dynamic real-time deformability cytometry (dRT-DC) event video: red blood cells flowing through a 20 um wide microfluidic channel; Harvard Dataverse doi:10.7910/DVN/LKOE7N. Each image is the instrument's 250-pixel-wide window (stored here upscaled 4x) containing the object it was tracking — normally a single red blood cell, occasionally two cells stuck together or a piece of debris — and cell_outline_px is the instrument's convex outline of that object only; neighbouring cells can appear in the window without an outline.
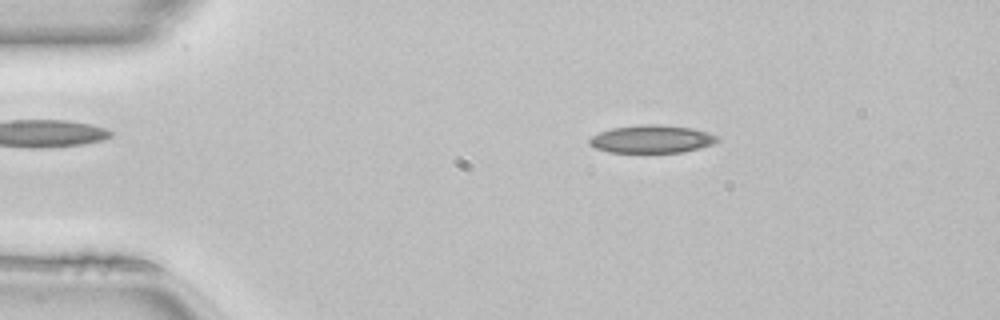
{"species": "common noctule bat (a hibernating species)", "species_latin": "Nyctalus noctula", "temperature_condition": "room temperature", "stored_images_in_passage": 44, "camera_frame_rate_fps": 3000, "um_per_image_px": 0.085, "animal": {"sex": "female", "body_mass_g": 22.7, "forearm_length_mm": 54.2}, "frame": {"image": 1, "passage_image": 4, "time_ms": 1.0, "image_size_px": [1000, 320], "cell_outline_px": [[720, 140], [712, 144], [680, 152], [608, 152], [596, 148], [588, 144], [588, 140], [592, 136], [600, 132], [612, 128], [640, 124], [660, 124], [692, 128], [708, 132], [720, 136]], "centroid_in_image_um": [55.39, 11.8], "position_along_channel_um": 29.6, "area_um2": 20.75}}
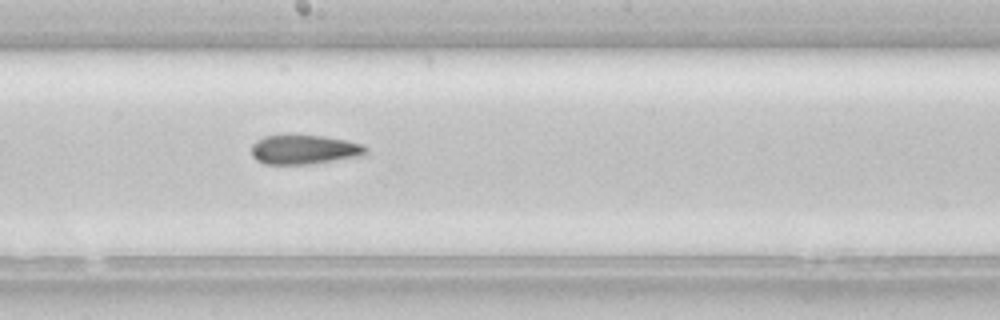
{"frame": {"image": 2, "passage_image": 22, "time_ms": 7.0, "image_size_px": [1000, 320], "cell_outline_px": [[368, 152], [364, 156], [308, 164], [264, 164], [256, 160], [252, 156], [252, 144], [256, 140], [264, 136], [288, 132], [324, 136], [344, 140], [360, 144], [368, 148]], "centroid_in_image_um": [25.82, 12.68], "position_along_channel_um": 222.4, "area_um2": 20.29}}
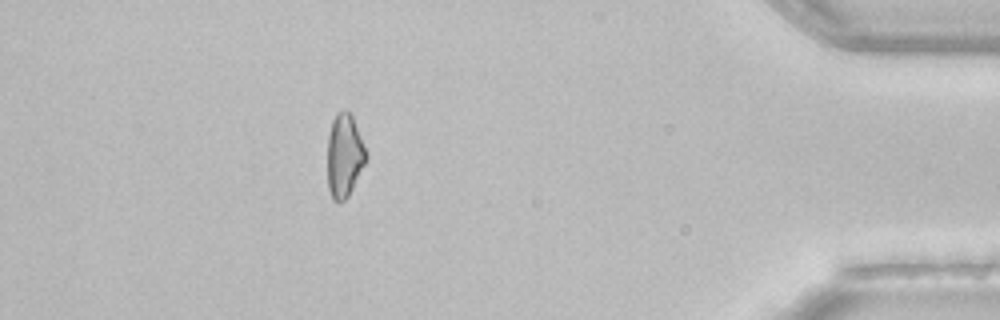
{"frame": {"image": 3, "passage_image": 39, "time_ms": 12.667, "image_size_px": [1000, 320], "cell_outline_px": [[368, 156], [348, 196], [344, 200], [332, 200], [328, 188], [328, 136], [332, 120], [336, 112], [348, 112], [352, 116], [368, 152]], "centroid_in_image_um": [29.27, 13.22], "position_along_channel_um": 405.9, "area_um2": 18.55}, "authors_computed_cell_mechanics": {"area_um2": 20.2011, "velocity_mm_per_s": 4.1413, "shape_relaxation_time_tau1_ms": 10.4098, "shape_relaxation_time_tau2_ms": 4.8616, "deformation_change_tau1": 0.2098, "deformation_change_tau2": 0.1267}}